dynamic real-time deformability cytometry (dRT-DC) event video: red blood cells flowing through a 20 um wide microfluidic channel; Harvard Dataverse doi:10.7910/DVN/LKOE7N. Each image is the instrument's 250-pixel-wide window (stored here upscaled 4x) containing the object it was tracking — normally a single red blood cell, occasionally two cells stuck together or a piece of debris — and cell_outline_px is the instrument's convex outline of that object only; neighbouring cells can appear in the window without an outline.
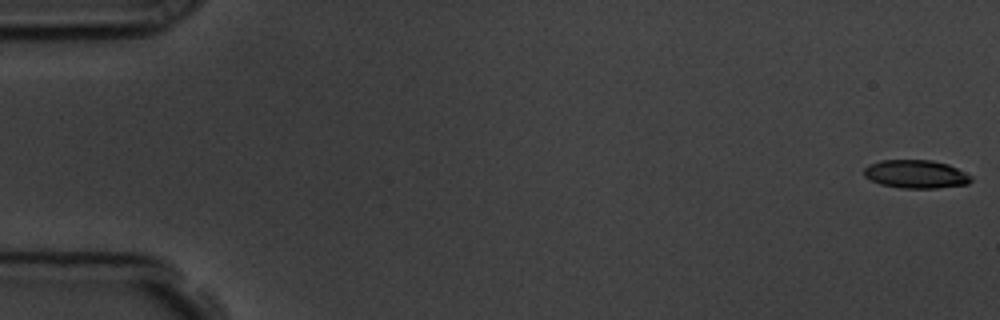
{"species": "common noctule bat (a hibernating species)", "species_latin": "Nyctalus noctula", "temperature_condition": "room temperature", "stored_images_in_passage": 57, "camera_frame_rate_fps": 3000, "um_per_image_px": 0.085, "animal": {"sex": "male", "body_mass_g": 19.5, "forearm_length_mm": 54.6}, "frame": {"image": 1, "passage_image": 1, "time_ms": 0.0, "image_size_px": [1000, 320], "cell_outline_px": [[972, 180], [968, 184], [936, 188], [900, 188], [880, 184], [864, 176], [864, 168], [868, 164], [880, 160], [932, 160], [948, 164], [972, 176]], "centroid_in_image_um": [77.84, 14.8], "position_along_channel_um": 7.2, "area_um2": 17.69}}
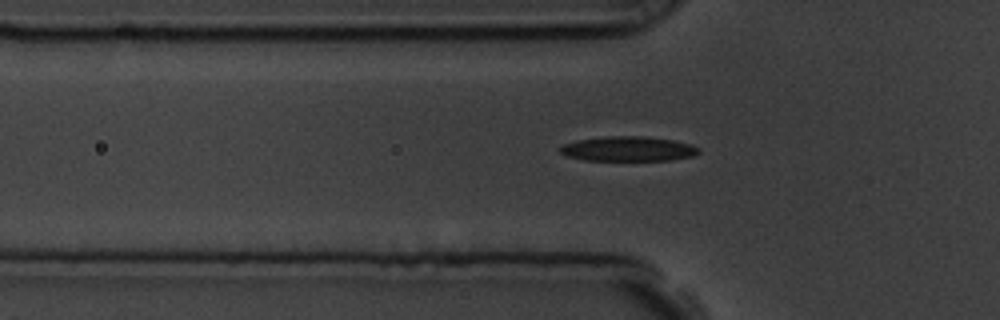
{"frame": {"image": 2, "passage_image": 19, "time_ms": 6.0, "image_size_px": [1000, 320], "cell_outline_px": [[700, 152], [692, 156], [672, 160], [584, 160], [568, 156], [560, 152], [560, 148], [564, 144], [576, 140], [604, 136], [640, 136], [672, 140], [692, 144], [700, 148]], "centroid_in_image_um": [53.41, 12.65], "position_along_channel_um": 72.4, "area_um2": 19.94}}
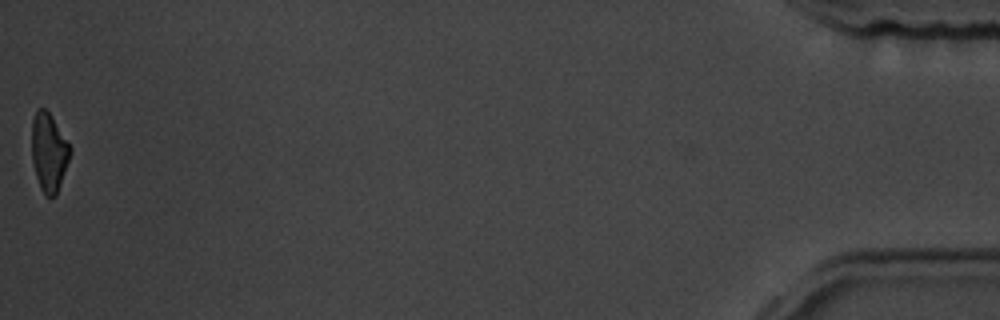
{"frame": {"image": 3, "passage_image": 57, "time_ms": 18.667, "image_size_px": [1000, 320], "cell_outline_px": [[72, 152], [56, 196], [44, 196], [40, 188], [36, 176], [32, 160], [32, 120], [36, 108], [44, 108], [52, 116], [72, 148]], "centroid_in_image_um": [4.16, 12.94], "position_along_channel_um": 431.0, "area_um2": 17.69}, "authors_computed_cell_mechanics": {"area_um2": 19.1896, "velocity_mm_per_s": 3.6135, "shape_relaxation_time_tau1_ms": 3.6642, "shape_relaxation_time_tau2_ms": 2.6721, "deformation_change_tau1": 0.147, "deformation_change_tau2": 0.1156}}